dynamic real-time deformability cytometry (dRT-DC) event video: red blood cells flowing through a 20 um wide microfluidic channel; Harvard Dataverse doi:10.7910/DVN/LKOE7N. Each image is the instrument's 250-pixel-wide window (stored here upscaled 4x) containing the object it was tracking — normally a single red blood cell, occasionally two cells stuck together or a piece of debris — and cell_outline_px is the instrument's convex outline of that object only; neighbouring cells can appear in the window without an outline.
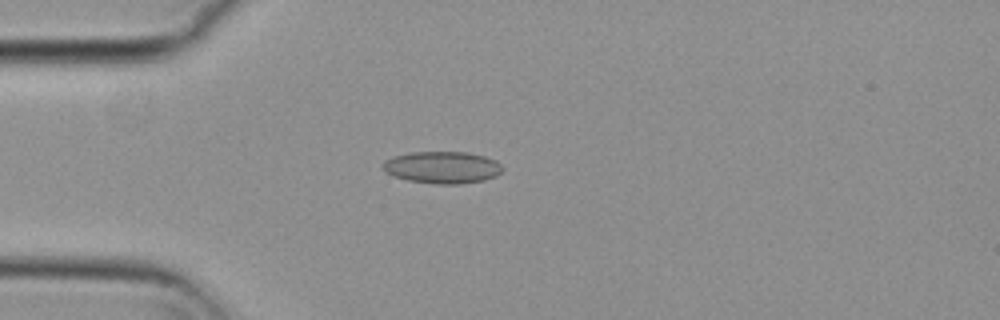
{"species": "common noctule bat (a hibernating species)", "species_latin": "Nyctalus noctula", "temperature_condition": "cold", "stored_images_in_passage": 34, "camera_frame_rate_fps": 3000, "um_per_image_px": 0.085, "animal": {"sex": "female", "body_mass_g": 29.2, "forearm_length_mm": 56.3}, "frame": {"image": 1, "passage_image": 2, "time_ms": 0.333, "image_size_px": [1000, 320], "cell_outline_px": [[504, 168], [496, 176], [484, 180], [460, 184], [436, 184], [408, 180], [396, 176], [388, 172], [384, 168], [384, 160], [392, 156], [408, 152], [468, 152], [484, 156], [496, 160]], "centroid_in_image_um": [37.63, 14.22], "position_along_channel_um": 47.4, "area_um2": 22.25}}
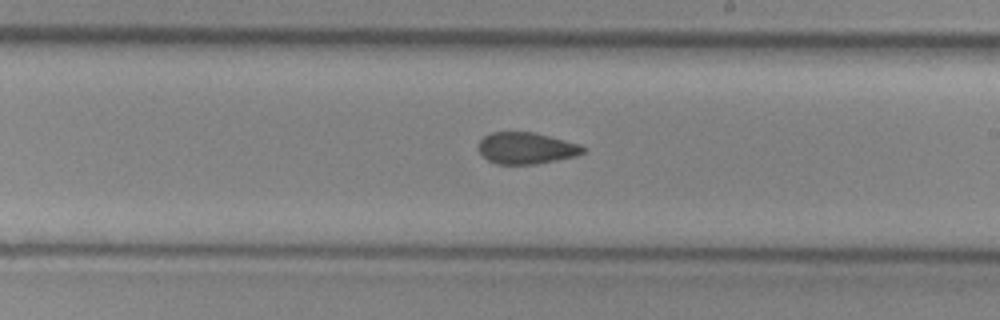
{"frame": {"image": 2, "passage_image": 19, "time_ms": 6.0, "image_size_px": [1000, 320], "cell_outline_px": [[584, 152], [576, 156], [536, 164], [496, 164], [488, 160], [480, 152], [480, 140], [484, 136], [492, 132], [532, 132], [580, 144], [584, 148]], "centroid_in_image_um": [44.73, 12.6], "position_along_channel_um": 244.3, "area_um2": 18.96}}
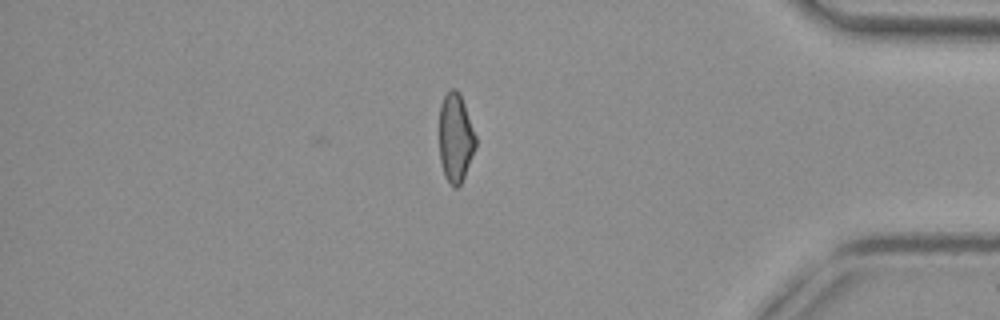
{"frame": {"image": 3, "passage_image": 34, "time_ms": 11.0, "image_size_px": [1000, 320], "cell_outline_px": [[476, 148], [464, 176], [460, 184], [456, 188], [452, 188], [444, 172], [440, 160], [440, 104], [444, 96], [452, 88], [456, 88], [464, 104], [476, 136]], "centroid_in_image_um": [38.73, 11.72], "position_along_channel_um": 396.5, "area_um2": 18.55}, "authors_computed_cell_mechanics": {"area_um2": 19.8832, "velocity_mm_per_s": 3.7287, "shape_relaxation_time_tau1_ms": null, "shape_relaxation_time_tau2_ms": 3.7956, "deformation_change_tau1": null, "deformation_change_tau2": 0.0893}}